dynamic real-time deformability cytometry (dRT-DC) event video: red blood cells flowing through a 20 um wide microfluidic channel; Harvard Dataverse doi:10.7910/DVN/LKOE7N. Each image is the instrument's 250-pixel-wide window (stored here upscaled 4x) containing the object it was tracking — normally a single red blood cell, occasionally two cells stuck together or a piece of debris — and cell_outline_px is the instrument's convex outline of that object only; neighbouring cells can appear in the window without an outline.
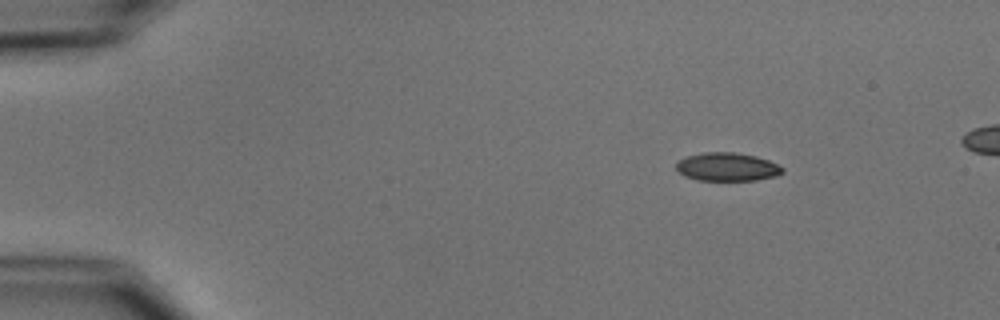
{"species": "common noctule bat (a hibernating species)", "species_latin": "Nyctalus noctula", "temperature_condition": "cold", "stored_images_in_passage": 4, "camera_frame_rate_fps": 3000, "um_per_image_px": 0.085, "animal": {"sex": "male", "body_mass_g": 15.6}, "frame": {"image": 1, "passage_image": 1, "time_ms": 0.0, "image_size_px": [1000, 320], "cell_outline_px": [[784, 172], [776, 176], [756, 180], [696, 180], [684, 176], [676, 168], [676, 164], [680, 160], [688, 156], [704, 152], [736, 152], [756, 156], [768, 160], [784, 168]], "centroid_in_image_um": [61.83, 14.18], "position_along_channel_um": 23.2, "area_um2": 17.51}}